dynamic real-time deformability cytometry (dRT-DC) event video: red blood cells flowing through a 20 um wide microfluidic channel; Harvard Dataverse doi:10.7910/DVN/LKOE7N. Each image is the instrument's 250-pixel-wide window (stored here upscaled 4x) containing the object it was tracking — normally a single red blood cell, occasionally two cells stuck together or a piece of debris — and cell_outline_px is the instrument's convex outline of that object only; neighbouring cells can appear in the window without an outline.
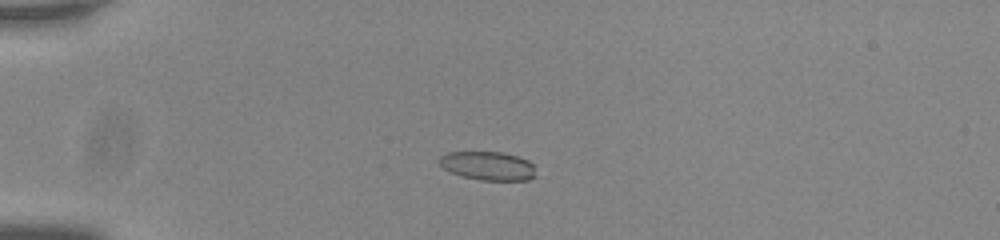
{"species": "common noctule bat (a hibernating species)", "species_latin": "Nyctalus noctula", "temperature_condition": "room temperature", "stored_images_in_passage": 43, "camera_frame_rate_fps": 3000, "um_per_image_px": 0.085, "animal": {"sex": "male", "body_mass_g": 20.0, "forearm_length_mm": 53.3}, "frame": {"image": 1, "passage_image": 2, "time_ms": 0.333, "image_size_px": [1000, 240], "cell_outline_px": [[536, 176], [528, 180], [480, 180], [460, 176], [444, 168], [440, 164], [440, 156], [448, 152], [504, 152], [528, 160], [532, 164]], "centroid_in_image_um": [41.48, 14.1], "position_along_channel_um": 43.5, "area_um2": 16.07}}
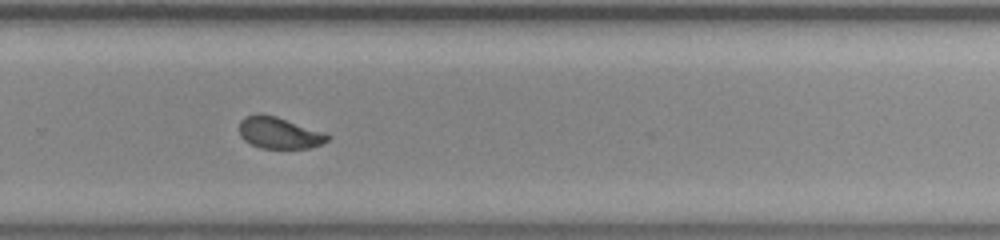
{"frame": {"image": 2, "passage_image": 26, "time_ms": 8.333, "image_size_px": [1000, 240], "cell_outline_px": [[332, 136], [328, 140], [320, 144], [308, 148], [260, 148], [244, 140], [240, 136], [240, 120], [244, 116], [260, 112], [276, 116], [324, 132]], "centroid_in_image_um": [23.71, 11.27], "position_along_channel_um": 306.1, "area_um2": 16.3}}
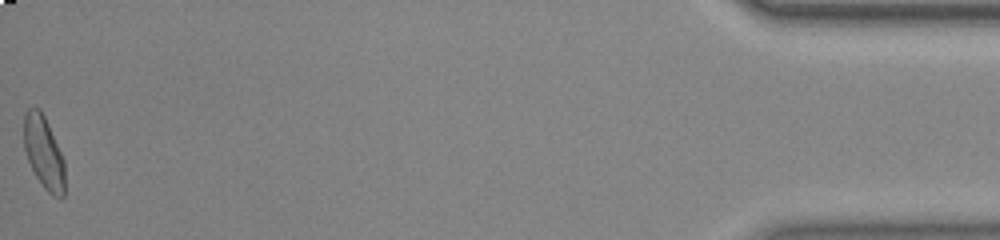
{"frame": {"image": 3, "passage_image": 43, "time_ms": 14.0, "image_size_px": [1000, 240], "cell_outline_px": [[64, 196], [60, 200], [52, 196], [44, 188], [36, 176], [28, 160], [24, 148], [24, 112], [28, 108], [40, 108], [48, 124], [64, 160]], "centroid_in_image_um": [3.72, 12.99], "position_along_channel_um": 431.5, "area_um2": 17.28}, "authors_computed_cell_mechanics": {"area_um2": 16.5886, "velocity_mm_per_s": 3.7452, "shape_relaxation_time_tau1_ms": 6.6202, "shape_relaxation_time_tau2_ms": 1.4995, "deformation_change_tau1": 0.1976, "deformation_change_tau2": 0.0683}}